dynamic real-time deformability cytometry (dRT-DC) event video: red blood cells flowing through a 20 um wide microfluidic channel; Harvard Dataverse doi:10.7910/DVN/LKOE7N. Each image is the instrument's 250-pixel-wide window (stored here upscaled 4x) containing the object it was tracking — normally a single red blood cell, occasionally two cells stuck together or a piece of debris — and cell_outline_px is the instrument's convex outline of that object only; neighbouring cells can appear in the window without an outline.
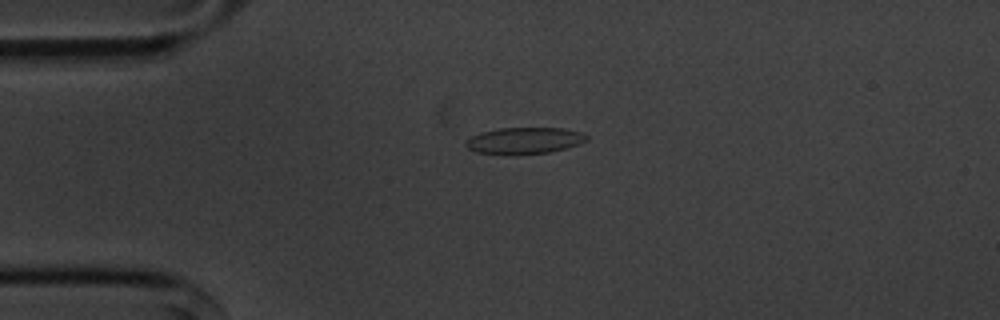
{"species": "common noctule bat (a hibernating species)", "species_latin": "Nyctalus noctula", "temperature_condition": "cold", "stored_images_in_passage": 44, "camera_frame_rate_fps": 3000, "um_per_image_px": 0.085, "animal": {"sex": "male", "body_mass_g": 20.1, "forearm_length_mm": 53.5}, "frame": {"image": 1, "passage_image": 1, "time_ms": 0.0, "image_size_px": [1000, 320], "cell_outline_px": [[588, 140], [580, 144], [548, 152], [508, 156], [476, 152], [468, 148], [464, 144], [464, 140], [480, 132], [500, 128], [564, 128], [580, 132], [588, 136]], "centroid_in_image_um": [44.52, 11.96], "position_along_channel_um": 40.5, "area_um2": 18.96}}
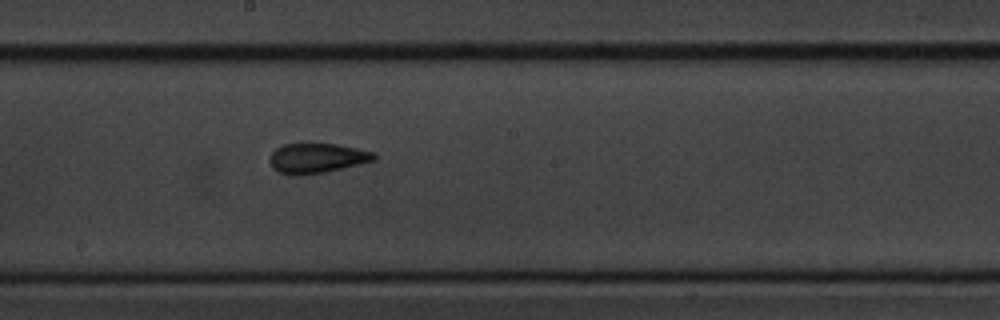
{"frame": {"image": 2, "passage_image": 18, "time_ms": 5.667, "image_size_px": [1000, 320], "cell_outline_px": [[376, 160], [324, 172], [292, 176], [280, 172], [272, 168], [268, 160], [272, 152], [276, 148], [284, 144], [336, 144], [376, 152]], "centroid_in_image_um": [26.92, 13.44], "position_along_channel_um": 221.3, "area_um2": 18.09}}
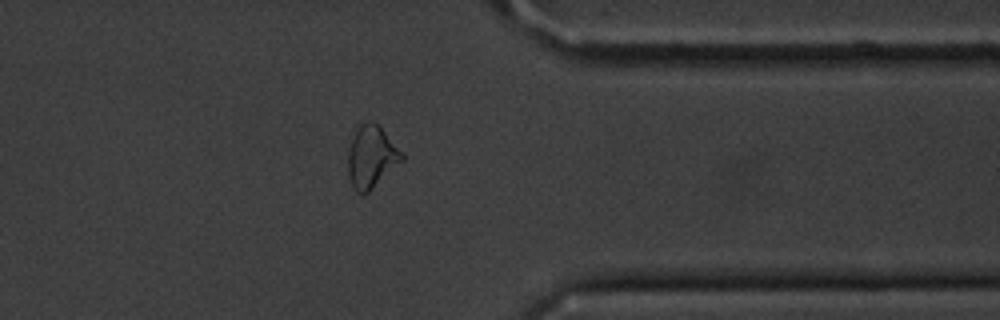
{"frame": {"image": 3, "passage_image": 32, "time_ms": 10.333, "image_size_px": [1000, 320], "cell_outline_px": [[404, 160], [364, 196], [356, 192], [352, 188], [348, 176], [348, 152], [356, 128], [360, 120], [372, 120], [404, 152]], "centroid_in_image_um": [31.56, 13.34], "position_along_channel_um": 379.8, "area_um2": 19.88}, "authors_computed_cell_mechanics": {"area_um2": 18.3226, "velocity_mm_per_s": 3.592, "shape_relaxation_time_tau1_ms": 7.219, "shape_relaxation_time_tau2_ms": 2.6392, "deformation_change_tau1": 0.171, "deformation_change_tau2": 0.0872}}